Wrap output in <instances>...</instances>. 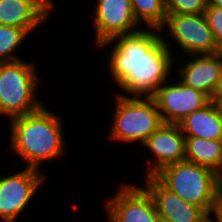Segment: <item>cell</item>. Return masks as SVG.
<instances>
[{"label":"cell","mask_w":222,"mask_h":222,"mask_svg":"<svg viewBox=\"0 0 222 222\" xmlns=\"http://www.w3.org/2000/svg\"><path fill=\"white\" fill-rule=\"evenodd\" d=\"M163 36L160 29L143 28L99 46L113 45L108 56V74L123 94L152 97L162 84L170 80L175 58L170 43Z\"/></svg>","instance_id":"cell-1"},{"label":"cell","mask_w":222,"mask_h":222,"mask_svg":"<svg viewBox=\"0 0 222 222\" xmlns=\"http://www.w3.org/2000/svg\"><path fill=\"white\" fill-rule=\"evenodd\" d=\"M44 106L9 120V149L24 159L27 167L38 170L43 161L58 160L66 153L62 116Z\"/></svg>","instance_id":"cell-2"},{"label":"cell","mask_w":222,"mask_h":222,"mask_svg":"<svg viewBox=\"0 0 222 222\" xmlns=\"http://www.w3.org/2000/svg\"><path fill=\"white\" fill-rule=\"evenodd\" d=\"M154 176L186 202L201 207L209 216L214 214L222 193V177L212 169L182 161L165 166Z\"/></svg>","instance_id":"cell-3"},{"label":"cell","mask_w":222,"mask_h":222,"mask_svg":"<svg viewBox=\"0 0 222 222\" xmlns=\"http://www.w3.org/2000/svg\"><path fill=\"white\" fill-rule=\"evenodd\" d=\"M39 81L31 62L18 60L0 63V114L11 120L40 109L43 103L35 94Z\"/></svg>","instance_id":"cell-4"},{"label":"cell","mask_w":222,"mask_h":222,"mask_svg":"<svg viewBox=\"0 0 222 222\" xmlns=\"http://www.w3.org/2000/svg\"><path fill=\"white\" fill-rule=\"evenodd\" d=\"M116 95L109 136L120 142L140 141L143 144L164 123L156 101L153 97Z\"/></svg>","instance_id":"cell-5"},{"label":"cell","mask_w":222,"mask_h":222,"mask_svg":"<svg viewBox=\"0 0 222 222\" xmlns=\"http://www.w3.org/2000/svg\"><path fill=\"white\" fill-rule=\"evenodd\" d=\"M165 27L171 39L179 45L185 54H215L221 52L217 47L211 29L204 14H167Z\"/></svg>","instance_id":"cell-6"},{"label":"cell","mask_w":222,"mask_h":222,"mask_svg":"<svg viewBox=\"0 0 222 222\" xmlns=\"http://www.w3.org/2000/svg\"><path fill=\"white\" fill-rule=\"evenodd\" d=\"M40 172L26 167L0 178V219L15 222L19 214L27 208L46 180Z\"/></svg>","instance_id":"cell-7"},{"label":"cell","mask_w":222,"mask_h":222,"mask_svg":"<svg viewBox=\"0 0 222 222\" xmlns=\"http://www.w3.org/2000/svg\"><path fill=\"white\" fill-rule=\"evenodd\" d=\"M169 81L162 84L152 96L164 123L178 124L212 101L204 92L188 87L179 80H174L176 82L173 85L171 79Z\"/></svg>","instance_id":"cell-8"},{"label":"cell","mask_w":222,"mask_h":222,"mask_svg":"<svg viewBox=\"0 0 222 222\" xmlns=\"http://www.w3.org/2000/svg\"><path fill=\"white\" fill-rule=\"evenodd\" d=\"M122 184L105 202L107 222H158L159 216L150 193L140 186Z\"/></svg>","instance_id":"cell-9"},{"label":"cell","mask_w":222,"mask_h":222,"mask_svg":"<svg viewBox=\"0 0 222 222\" xmlns=\"http://www.w3.org/2000/svg\"><path fill=\"white\" fill-rule=\"evenodd\" d=\"M93 14L94 41L98 46L117 36L134 33L142 26L134 17L131 0H96Z\"/></svg>","instance_id":"cell-10"},{"label":"cell","mask_w":222,"mask_h":222,"mask_svg":"<svg viewBox=\"0 0 222 222\" xmlns=\"http://www.w3.org/2000/svg\"><path fill=\"white\" fill-rule=\"evenodd\" d=\"M142 145L154 155L147 159L149 168L144 177L154 176L165 166L185 161V136L178 124L163 123Z\"/></svg>","instance_id":"cell-11"},{"label":"cell","mask_w":222,"mask_h":222,"mask_svg":"<svg viewBox=\"0 0 222 222\" xmlns=\"http://www.w3.org/2000/svg\"><path fill=\"white\" fill-rule=\"evenodd\" d=\"M144 188L152 196L158 216L174 222H204L209 215L167 189L155 176L145 177Z\"/></svg>","instance_id":"cell-12"},{"label":"cell","mask_w":222,"mask_h":222,"mask_svg":"<svg viewBox=\"0 0 222 222\" xmlns=\"http://www.w3.org/2000/svg\"><path fill=\"white\" fill-rule=\"evenodd\" d=\"M193 60L177 67L180 82L200 90L213 99L222 72V51L215 54L188 55ZM194 57V58H193Z\"/></svg>","instance_id":"cell-13"},{"label":"cell","mask_w":222,"mask_h":222,"mask_svg":"<svg viewBox=\"0 0 222 222\" xmlns=\"http://www.w3.org/2000/svg\"><path fill=\"white\" fill-rule=\"evenodd\" d=\"M54 7L52 0H0V25L19 27L30 34Z\"/></svg>","instance_id":"cell-14"},{"label":"cell","mask_w":222,"mask_h":222,"mask_svg":"<svg viewBox=\"0 0 222 222\" xmlns=\"http://www.w3.org/2000/svg\"><path fill=\"white\" fill-rule=\"evenodd\" d=\"M185 137L222 140V106L211 101L178 123Z\"/></svg>","instance_id":"cell-15"},{"label":"cell","mask_w":222,"mask_h":222,"mask_svg":"<svg viewBox=\"0 0 222 222\" xmlns=\"http://www.w3.org/2000/svg\"><path fill=\"white\" fill-rule=\"evenodd\" d=\"M185 161L212 169L222 177V140L185 137Z\"/></svg>","instance_id":"cell-16"},{"label":"cell","mask_w":222,"mask_h":222,"mask_svg":"<svg viewBox=\"0 0 222 222\" xmlns=\"http://www.w3.org/2000/svg\"><path fill=\"white\" fill-rule=\"evenodd\" d=\"M135 19L146 28L161 29L167 18L165 0H131Z\"/></svg>","instance_id":"cell-17"},{"label":"cell","mask_w":222,"mask_h":222,"mask_svg":"<svg viewBox=\"0 0 222 222\" xmlns=\"http://www.w3.org/2000/svg\"><path fill=\"white\" fill-rule=\"evenodd\" d=\"M27 35L29 34L22 28L0 25V63L22 60L14 53L29 37Z\"/></svg>","instance_id":"cell-18"},{"label":"cell","mask_w":222,"mask_h":222,"mask_svg":"<svg viewBox=\"0 0 222 222\" xmlns=\"http://www.w3.org/2000/svg\"><path fill=\"white\" fill-rule=\"evenodd\" d=\"M167 14H204L207 0H165Z\"/></svg>","instance_id":"cell-19"},{"label":"cell","mask_w":222,"mask_h":222,"mask_svg":"<svg viewBox=\"0 0 222 222\" xmlns=\"http://www.w3.org/2000/svg\"><path fill=\"white\" fill-rule=\"evenodd\" d=\"M204 16L212 31L217 47L222 51V8L208 5L204 11Z\"/></svg>","instance_id":"cell-20"},{"label":"cell","mask_w":222,"mask_h":222,"mask_svg":"<svg viewBox=\"0 0 222 222\" xmlns=\"http://www.w3.org/2000/svg\"><path fill=\"white\" fill-rule=\"evenodd\" d=\"M212 100L219 103L222 106V72H221L218 87L215 91V94Z\"/></svg>","instance_id":"cell-21"},{"label":"cell","mask_w":222,"mask_h":222,"mask_svg":"<svg viewBox=\"0 0 222 222\" xmlns=\"http://www.w3.org/2000/svg\"><path fill=\"white\" fill-rule=\"evenodd\" d=\"M213 216L217 218L220 222H222V196L219 198V202L216 206Z\"/></svg>","instance_id":"cell-22"},{"label":"cell","mask_w":222,"mask_h":222,"mask_svg":"<svg viewBox=\"0 0 222 222\" xmlns=\"http://www.w3.org/2000/svg\"><path fill=\"white\" fill-rule=\"evenodd\" d=\"M207 1H208V5L222 8V0H207Z\"/></svg>","instance_id":"cell-23"},{"label":"cell","mask_w":222,"mask_h":222,"mask_svg":"<svg viewBox=\"0 0 222 222\" xmlns=\"http://www.w3.org/2000/svg\"><path fill=\"white\" fill-rule=\"evenodd\" d=\"M216 220V221H215ZM204 222H220L217 218L211 219V215Z\"/></svg>","instance_id":"cell-24"},{"label":"cell","mask_w":222,"mask_h":222,"mask_svg":"<svg viewBox=\"0 0 222 222\" xmlns=\"http://www.w3.org/2000/svg\"><path fill=\"white\" fill-rule=\"evenodd\" d=\"M158 222H174V221L159 217Z\"/></svg>","instance_id":"cell-25"}]
</instances>
